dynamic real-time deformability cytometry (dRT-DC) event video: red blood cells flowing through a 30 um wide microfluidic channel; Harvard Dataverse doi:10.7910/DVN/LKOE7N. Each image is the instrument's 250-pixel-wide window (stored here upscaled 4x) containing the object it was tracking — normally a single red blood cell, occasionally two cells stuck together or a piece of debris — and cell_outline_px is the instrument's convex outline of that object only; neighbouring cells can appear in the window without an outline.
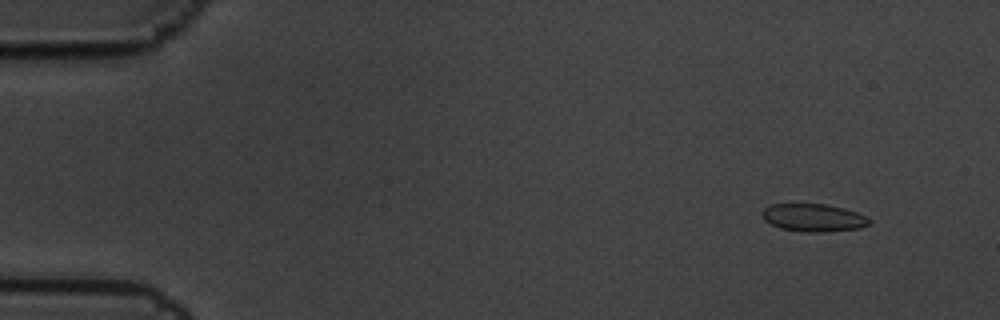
{"species": "common noctule bat (a hibernating species)", "species_latin": "Nyctalus noctula", "temperature_condition": "cold", "stored_images_in_passage": 6, "camera_frame_rate_fps": 3000, "um_per_image_px": 0.085, "animal": {"sex": "male", "body_mass_g": 19.5, "forearm_length_mm": 54.6}, "frame": {"image": 1, "passage_image": 2, "time_ms": 0.333, "image_size_px": [1000, 320], "cell_outline_px": [[872, 224], [860, 228], [820, 232], [800, 232], [780, 228], [764, 220], [764, 208], [772, 204], [824, 204], [844, 208], [856, 212], [872, 220]], "centroid_in_image_um": [69.18, 18.51], "position_along_channel_um": 15.8, "area_um2": 17.22}}